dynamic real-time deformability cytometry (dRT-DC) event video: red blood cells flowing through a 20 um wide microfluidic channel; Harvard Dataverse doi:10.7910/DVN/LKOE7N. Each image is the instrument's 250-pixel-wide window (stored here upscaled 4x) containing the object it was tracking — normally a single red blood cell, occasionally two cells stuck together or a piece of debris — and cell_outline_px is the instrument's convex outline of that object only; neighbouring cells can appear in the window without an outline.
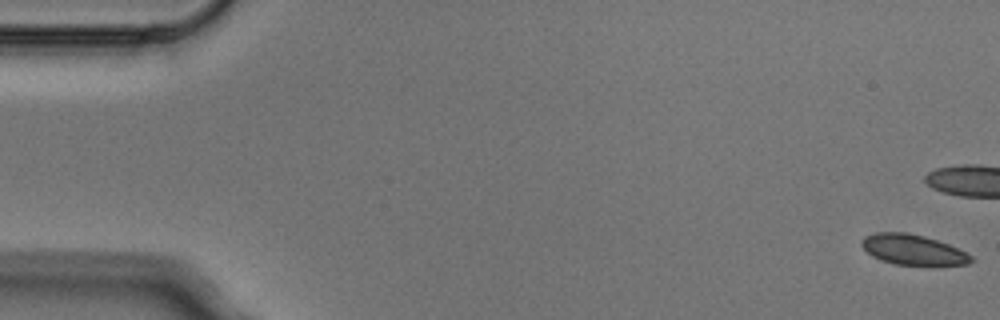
{"species": "Egyptian fruit bat (a non-hibernating species)", "species_latin": "Rousettus aegyptiacus", "temperature_condition": "cold", "stored_images_in_passage": 8, "camera_frame_rate_fps": 3000, "um_per_image_px": 0.085, "animal": {"sex": "male"}, "frame": {"image": 1, "passage_image": 1, "time_ms": 0.0, "image_size_px": [1000, 320], "cell_outline_px": [[976, 260], [968, 264], [932, 268], [896, 264], [880, 260], [872, 256], [860, 244], [860, 240], [864, 236], [876, 232], [904, 232], [924, 236], [948, 244], [972, 256]], "centroid_in_image_um": [77.64, 21.28], "position_along_channel_um": 7.4, "area_um2": 20.06}}
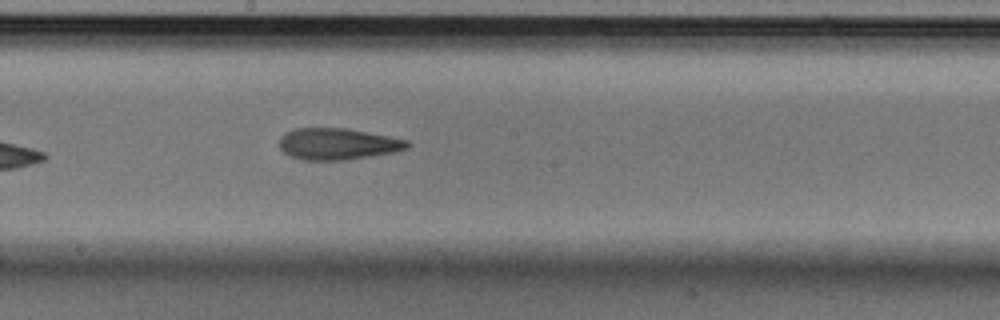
{"frame": {"image": 2, "passage_image": 8, "time_ms": 2.333, "image_size_px": [1000, 320], "cell_outline_px": [[408, 148], [396, 152], [344, 160], [300, 160], [284, 152], [280, 148], [280, 136], [284, 132], [296, 128], [344, 128], [388, 136], [408, 140]], "centroid_in_image_um": [28.68, 12.24], "position_along_channel_um": 219.5, "area_um2": 23.41}}